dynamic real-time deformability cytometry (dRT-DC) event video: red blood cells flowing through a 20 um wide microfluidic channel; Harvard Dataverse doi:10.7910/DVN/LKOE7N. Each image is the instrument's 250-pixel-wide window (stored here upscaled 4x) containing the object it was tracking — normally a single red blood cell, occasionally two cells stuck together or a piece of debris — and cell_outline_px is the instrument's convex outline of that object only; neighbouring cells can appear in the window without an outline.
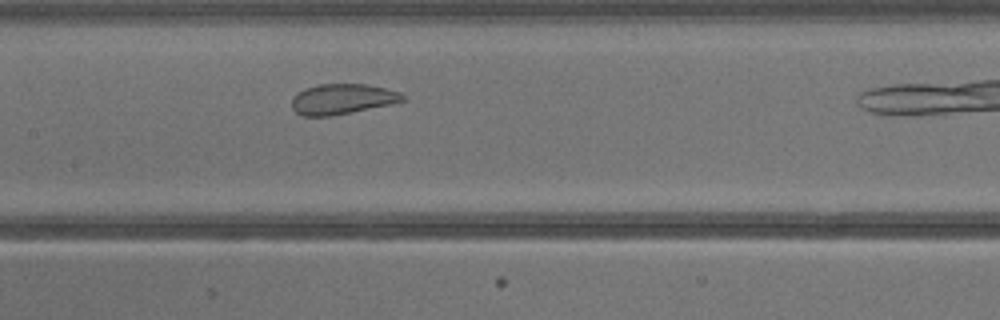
{"species": "common noctule bat (a hibernating species)", "species_latin": "Nyctalus noctula", "temperature_condition": "warm", "stored_images_in_passage": 22, "camera_frame_rate_fps": 3000, "um_per_image_px": 0.085, "animal": {"sex": "male", "body_mass_g": 13.3}, "frame": {"image": 1, "passage_image": 9, "time_ms": 2.667, "image_size_px": [1000, 320], "cell_outline_px": [[408, 100], [392, 104], [352, 112], [328, 116], [304, 116], [296, 112], [292, 108], [292, 96], [296, 92], [304, 88], [320, 84], [368, 84], [400, 92]], "centroid_in_image_um": [29.09, 8.41], "position_along_channel_um": 178.3, "area_um2": 19.77}}